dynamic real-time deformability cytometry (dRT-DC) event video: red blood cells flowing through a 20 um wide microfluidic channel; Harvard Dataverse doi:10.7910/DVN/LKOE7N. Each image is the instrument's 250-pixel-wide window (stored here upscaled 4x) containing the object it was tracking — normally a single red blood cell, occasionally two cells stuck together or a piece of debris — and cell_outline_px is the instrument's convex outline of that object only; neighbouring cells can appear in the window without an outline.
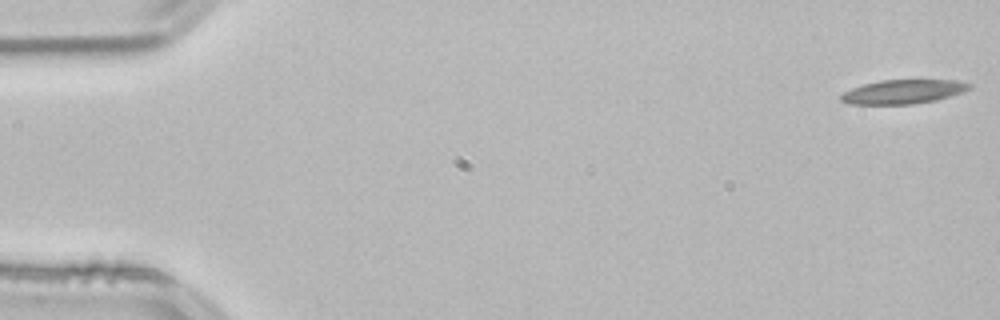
{"species": "common noctule bat (a hibernating species)", "species_latin": "Nyctalus noctula", "temperature_condition": "room temperature", "stored_images_in_passage": 53, "camera_frame_rate_fps": 3000, "um_per_image_px": 0.085, "animal": {"sex": "male", "body_mass_g": 21.5, "forearm_length_mm": 52.0}, "frame": {"image": 1, "passage_image": 1, "time_ms": 0.0, "image_size_px": [1000, 320], "cell_outline_px": [[972, 88], [964, 92], [936, 100], [912, 104], [848, 104], [840, 100], [840, 96], [844, 92], [852, 88], [864, 84], [880, 80], [956, 80], [972, 84]], "centroid_in_image_um": [76.79, 7.79], "position_along_channel_um": 8.2, "area_um2": 18.03}}
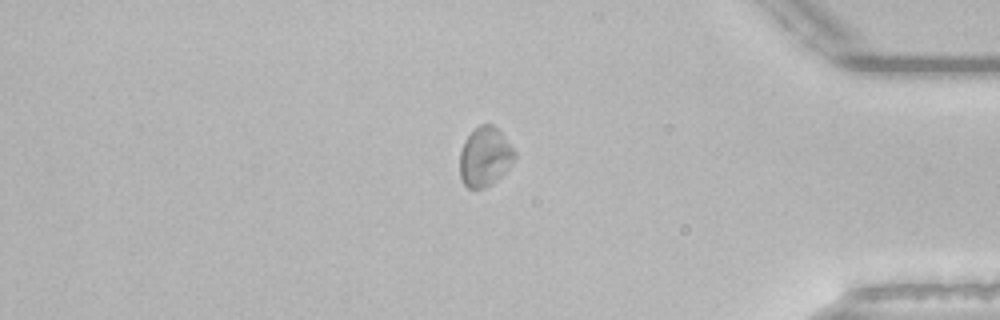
{"frame": {"image": 2, "passage_image": 45, "time_ms": 14.667, "image_size_px": [1000, 320], "cell_outline_px": [[516, 156], [508, 168], [492, 184], [484, 188], [468, 188], [464, 184], [460, 176], [460, 152], [468, 136], [480, 124], [492, 124], [504, 136], [516, 152]], "centroid_in_image_um": [41.22, 13.33], "position_along_channel_um": 394.0, "area_um2": 18.67}}
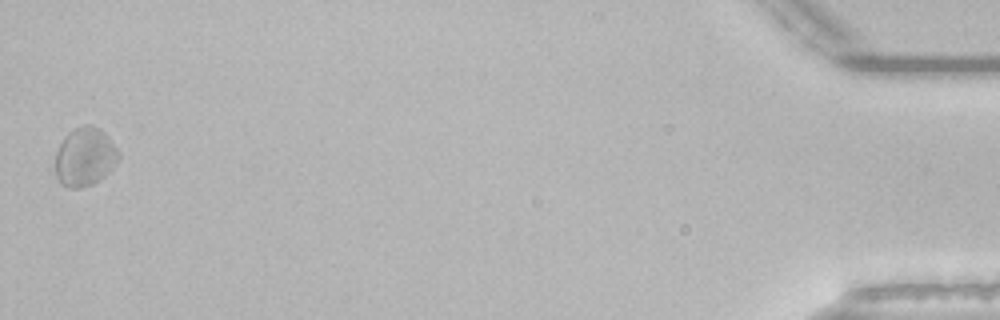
{"frame": {"image": 3, "passage_image": 53, "time_ms": 17.333, "image_size_px": [1000, 320], "cell_outline_px": [[120, 156], [116, 164], [100, 180], [92, 184], [80, 188], [68, 188], [60, 184], [56, 176], [56, 152], [64, 136], [68, 132], [84, 124], [92, 124], [100, 128], [104, 132], [120, 152]], "centroid_in_image_um": [7.22, 13.33], "position_along_channel_um": 428.0, "area_um2": 21.79}}